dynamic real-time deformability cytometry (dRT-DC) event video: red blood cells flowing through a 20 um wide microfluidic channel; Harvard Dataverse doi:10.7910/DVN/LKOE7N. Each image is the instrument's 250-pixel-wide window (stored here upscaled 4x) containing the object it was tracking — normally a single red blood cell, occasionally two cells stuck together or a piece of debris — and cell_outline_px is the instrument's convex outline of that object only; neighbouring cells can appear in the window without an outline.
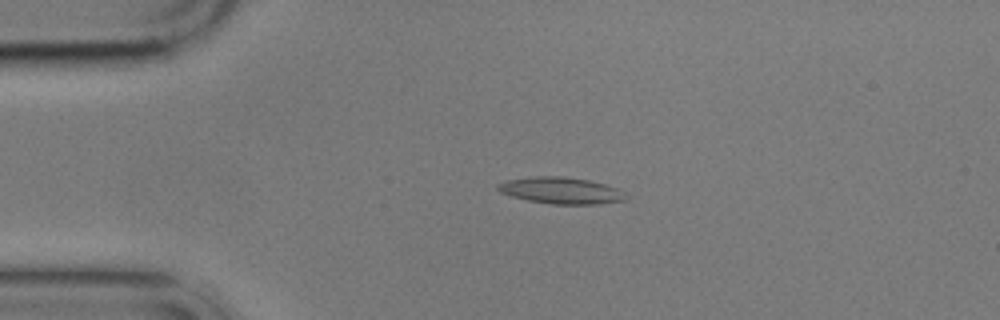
{"species": "common noctule bat (a hibernating species)", "species_latin": "Nyctalus noctula", "temperature_condition": "cold", "stored_images_in_passage": 4, "camera_frame_rate_fps": 3000, "um_per_image_px": 0.085, "animal": {"sex": "male", "body_mass_g": 17.9}, "frame": {"image": 1, "passage_image": 3, "time_ms": 2.333, "image_size_px": [1000, 320], "cell_outline_px": [[628, 200], [596, 204], [552, 204], [528, 200], [512, 196], [500, 192], [496, 188], [496, 184], [508, 180], [536, 176], [564, 176], [588, 180], [620, 188], [628, 196]], "centroid_in_image_um": [47.73, 16.19], "position_along_channel_um": 37.3, "area_um2": 19.88}}